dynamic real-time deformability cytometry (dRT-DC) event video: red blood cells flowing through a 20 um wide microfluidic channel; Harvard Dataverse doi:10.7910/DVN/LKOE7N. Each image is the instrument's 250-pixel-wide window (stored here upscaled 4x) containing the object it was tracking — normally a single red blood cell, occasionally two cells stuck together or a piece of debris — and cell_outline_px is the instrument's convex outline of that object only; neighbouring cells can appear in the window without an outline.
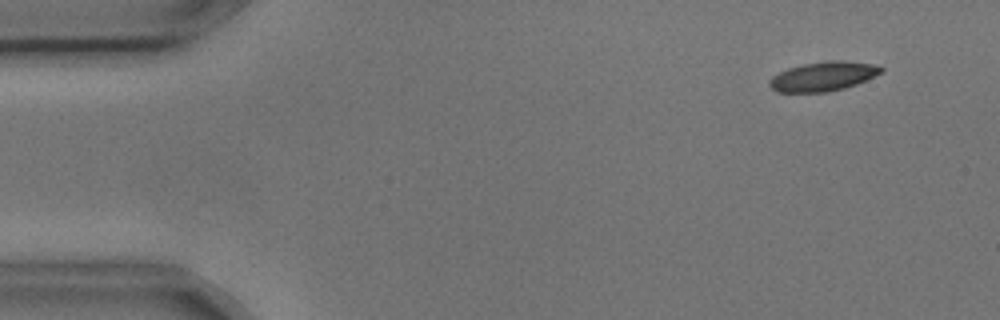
{"species": "common noctule bat (a hibernating species)", "species_latin": "Nyctalus noctula", "temperature_condition": "cold", "stored_images_in_passage": 5, "camera_frame_rate_fps": 3000, "um_per_image_px": 0.085, "animal": {"sex": "male", "body_mass_g": 17.9, "forearm_length_mm": 54.2}, "frame": {"image": 1, "passage_image": 2, "time_ms": 0.333, "image_size_px": [1000, 320], "cell_outline_px": [[884, 72], [856, 84], [844, 88], [828, 92], [776, 92], [768, 84], [768, 80], [772, 76], [788, 68], [804, 64], [832, 60], [840, 60], [880, 64], [884, 68]], "centroid_in_image_um": [70.01, 6.48], "position_along_channel_um": 15.0, "area_um2": 19.25}}